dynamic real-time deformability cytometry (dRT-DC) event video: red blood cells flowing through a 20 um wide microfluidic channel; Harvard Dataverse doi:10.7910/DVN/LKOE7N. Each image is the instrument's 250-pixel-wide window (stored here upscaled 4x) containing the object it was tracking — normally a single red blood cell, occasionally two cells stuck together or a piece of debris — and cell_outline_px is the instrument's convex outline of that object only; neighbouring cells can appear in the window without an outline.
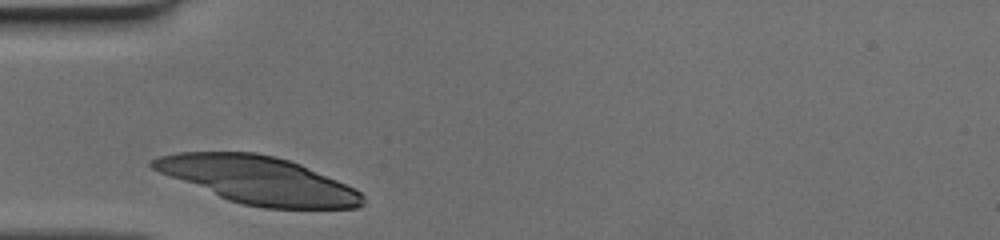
{"species": "human", "species_latin": "Homo sapiens", "temperature_condition": "cold", "stored_images_in_passage": 25, "camera_frame_rate_fps": 3000, "um_per_image_px": 0.085, "donor": {"sex": "female"}, "frame": {"image": 1, "passage_image": 1, "time_ms": 0.0, "image_size_px": [1000, 240], "cell_outline_px": [[364, 204], [356, 208], [264, 208], [244, 204], [228, 200], [160, 172], [152, 168], [148, 164], [148, 160], [160, 156], [176, 152], [256, 152], [276, 156], [300, 164], [336, 180], [360, 192], [364, 196]], "centroid_in_image_um": [21.93, 15.3], "position_along_channel_um": 63.1, "area_um2": 57.34}}
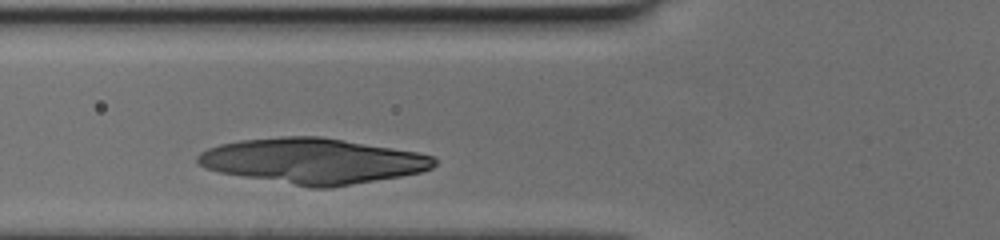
{"frame": {"image": 2, "passage_image": 4, "time_ms": 1.0, "image_size_px": [1000, 240], "cell_outline_px": [[436, 164], [432, 168], [420, 172], [400, 176], [328, 188], [312, 188], [220, 172], [204, 168], [196, 160], [196, 156], [200, 152], [208, 148], [220, 144], [240, 140], [280, 136], [320, 136], [416, 152], [432, 156], [436, 160]], "centroid_in_image_um": [26.55, 13.67], "position_along_channel_um": 99.2, "area_um2": 62.14}}